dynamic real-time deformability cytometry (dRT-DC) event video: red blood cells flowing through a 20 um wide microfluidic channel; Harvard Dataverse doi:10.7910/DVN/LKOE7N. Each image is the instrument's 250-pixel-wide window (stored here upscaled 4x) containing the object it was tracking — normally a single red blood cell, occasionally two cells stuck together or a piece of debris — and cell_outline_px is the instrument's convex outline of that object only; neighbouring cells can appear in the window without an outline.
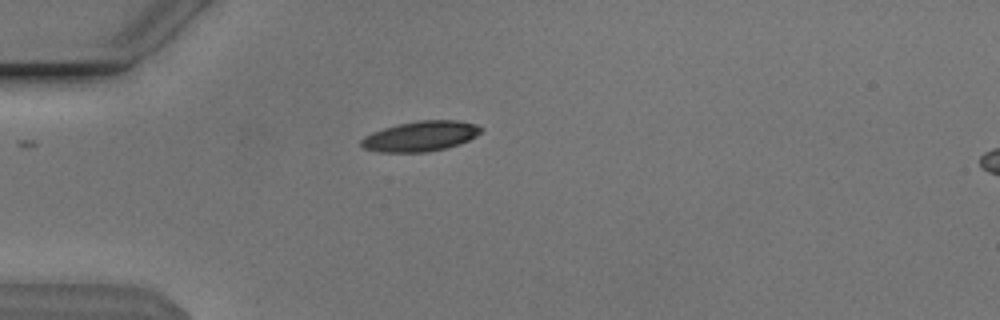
{"species": "Egyptian fruit bat (a non-hibernating species)", "species_latin": "Rousettus aegyptiacus", "temperature_condition": "cold", "stored_images_in_passage": 40, "camera_frame_rate_fps": 3000, "um_per_image_px": 0.085, "animal": {"sex": "male"}, "frame": {"image": 1, "passage_image": 1, "time_ms": 0.0, "image_size_px": [1000, 320], "cell_outline_px": [[484, 128], [476, 136], [460, 144], [448, 148], [428, 152], [380, 152], [364, 148], [360, 144], [360, 140], [364, 136], [372, 132], [384, 128], [400, 124], [420, 120], [456, 120], [476, 124]], "centroid_in_image_um": [35.76, 11.58], "position_along_channel_um": 49.2, "area_um2": 21.1}}
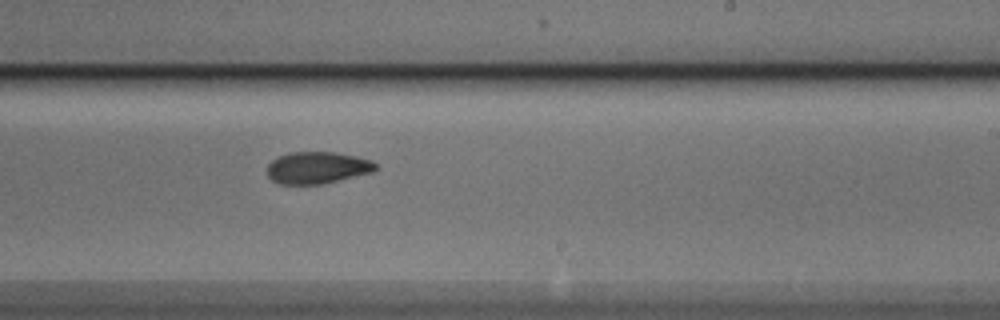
{"frame": {"image": 2, "passage_image": 19, "time_ms": 6.0, "image_size_px": [1000, 320], "cell_outline_px": [[376, 168], [372, 172], [324, 184], [280, 184], [272, 180], [268, 176], [268, 164], [272, 160], [288, 152], [336, 152], [356, 156], [372, 160], [376, 164]], "centroid_in_image_um": [26.97, 14.25], "position_along_channel_um": 262.0, "area_um2": 20.17}}
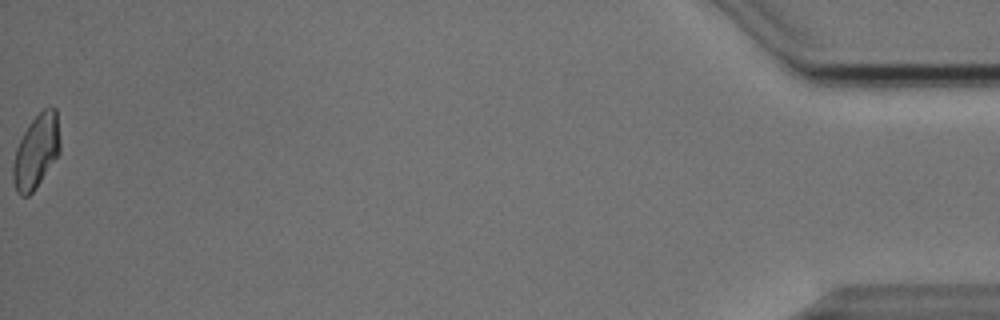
{"frame": {"image": 3, "passage_image": 40, "time_ms": 13.0, "image_size_px": [1000, 320], "cell_outline_px": [[60, 152], [32, 192], [28, 196], [20, 196], [16, 192], [12, 176], [12, 168], [16, 148], [28, 124], [44, 108], [56, 108], [60, 140]], "centroid_in_image_um": [3.07, 12.87], "position_along_channel_um": 432.1, "area_um2": 19.94}, "authors_computed_cell_mechanics": {"area_um2": 20.6346, "velocity_mm_per_s": 3.8347, "shape_relaxation_time_tau1_ms": 4.2616, "shape_relaxation_time_tau2_ms": 3.4641, "deformation_change_tau1": 0.1344, "deformation_change_tau2": 0.0892}}